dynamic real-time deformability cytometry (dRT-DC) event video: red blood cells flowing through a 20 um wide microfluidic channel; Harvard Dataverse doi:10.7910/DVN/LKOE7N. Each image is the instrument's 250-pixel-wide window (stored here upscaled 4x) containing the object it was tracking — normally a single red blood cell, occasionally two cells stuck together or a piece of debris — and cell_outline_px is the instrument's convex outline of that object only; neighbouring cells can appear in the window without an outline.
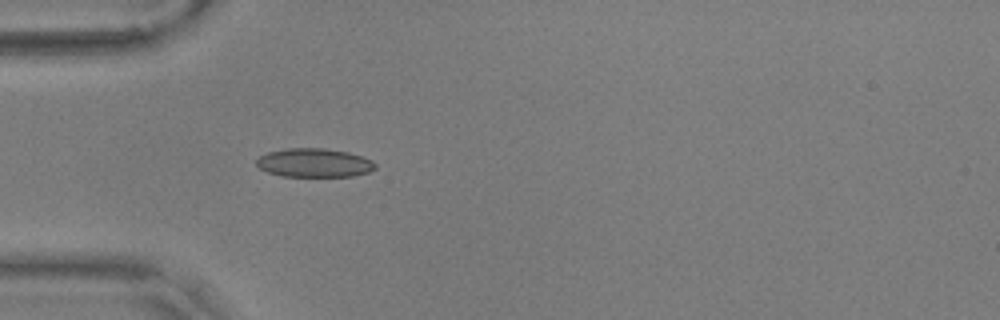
{"species": "common noctule bat (a hibernating species)", "species_latin": "Nyctalus noctula", "temperature_condition": "warm", "stored_images_in_passage": 40, "camera_frame_rate_fps": 3000, "um_per_image_px": 0.085, "animal": {"sex": "male", "body_mass_g": 17.9, "forearm_length_mm": 54.2}, "frame": {"image": 1, "passage_image": 1, "time_ms": 0.0, "image_size_px": [1000, 320], "cell_outline_px": [[376, 168], [368, 172], [352, 176], [284, 176], [268, 172], [260, 168], [256, 164], [256, 160], [260, 156], [268, 152], [288, 148], [324, 148], [348, 152], [372, 160], [376, 164]], "centroid_in_image_um": [26.71, 13.83], "position_along_channel_um": 58.3, "area_um2": 19.77}}
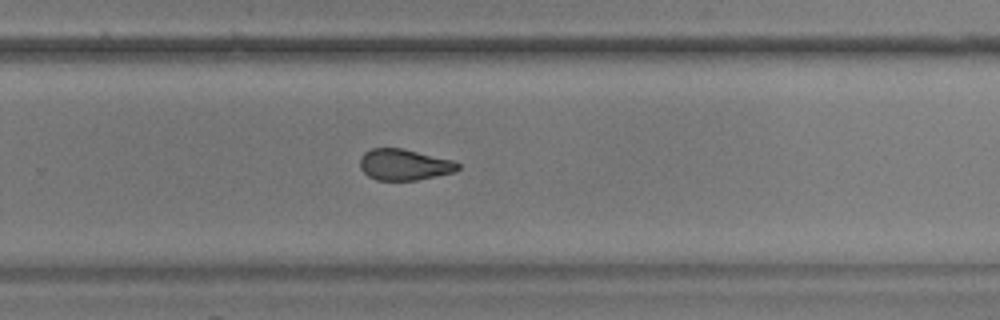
{"frame": {"image": 2, "passage_image": 21, "time_ms": 6.667, "image_size_px": [1000, 320], "cell_outline_px": [[460, 168], [456, 172], [416, 180], [376, 180], [368, 176], [360, 168], [360, 156], [364, 152], [372, 148], [400, 148], [452, 160], [460, 164]], "centroid_in_image_um": [34.35, 14.0], "position_along_channel_um": 295.5, "area_um2": 17.74}}
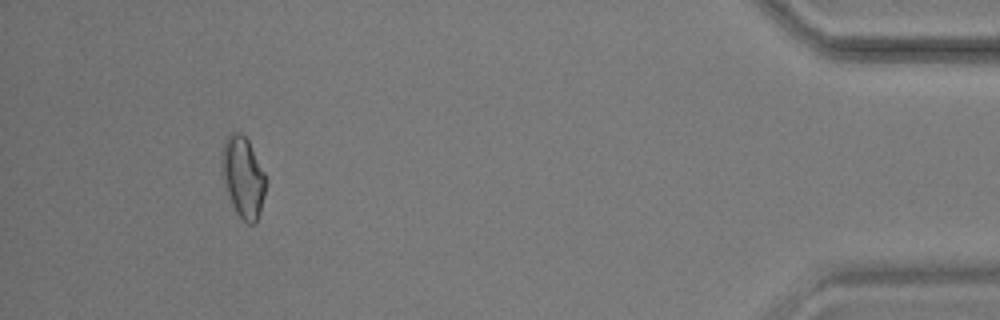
{"frame": {"image": 3, "passage_image": 36, "time_ms": 11.667, "image_size_px": [1000, 320], "cell_outline_px": [[264, 196], [260, 212], [256, 224], [248, 224], [236, 212], [232, 204], [220, 168], [220, 152], [224, 140], [232, 132], [240, 132], [248, 140], [264, 172]], "centroid_in_image_um": [20.62, 15.02], "position_along_channel_um": 414.6, "area_um2": 20.58}, "authors_computed_cell_mechanics": {"area_um2": 18.8139, "velocity_mm_per_s": 3.6133, "shape_relaxation_time_tau1_ms": null, "shape_relaxation_time_tau2_ms": 1.9513, "deformation_change_tau1": null, "deformation_change_tau2": 0.0874}}